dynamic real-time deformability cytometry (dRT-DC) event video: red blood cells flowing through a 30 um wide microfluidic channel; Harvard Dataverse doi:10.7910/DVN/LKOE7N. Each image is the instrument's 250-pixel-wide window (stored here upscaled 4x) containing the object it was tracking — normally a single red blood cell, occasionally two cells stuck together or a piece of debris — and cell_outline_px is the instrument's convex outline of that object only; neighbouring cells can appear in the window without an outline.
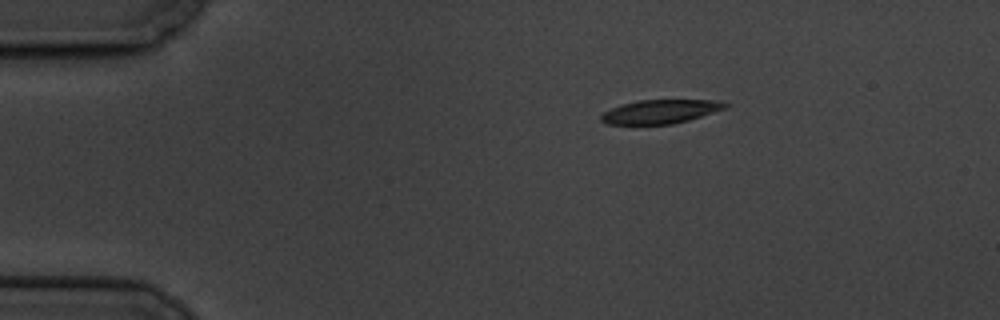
{"species": "common noctule bat (a hibernating species)", "species_latin": "Nyctalus noctula", "temperature_condition": "cold", "stored_images_in_passage": 3, "camera_frame_rate_fps": 3000, "um_per_image_px": 0.085, "animal": {"sex": "male", "body_mass_g": 19.5, "forearm_length_mm": 54.6}, "frame": {"image": 1, "passage_image": 1, "time_ms": 0.0, "image_size_px": [1000, 320], "cell_outline_px": [[728, 104], [724, 108], [688, 120], [672, 124], [604, 124], [600, 120], [600, 116], [604, 112], [612, 108], [624, 104], [640, 100], [720, 100]], "centroid_in_image_um": [56.09, 9.49], "position_along_channel_um": 28.9, "area_um2": 16.94}}